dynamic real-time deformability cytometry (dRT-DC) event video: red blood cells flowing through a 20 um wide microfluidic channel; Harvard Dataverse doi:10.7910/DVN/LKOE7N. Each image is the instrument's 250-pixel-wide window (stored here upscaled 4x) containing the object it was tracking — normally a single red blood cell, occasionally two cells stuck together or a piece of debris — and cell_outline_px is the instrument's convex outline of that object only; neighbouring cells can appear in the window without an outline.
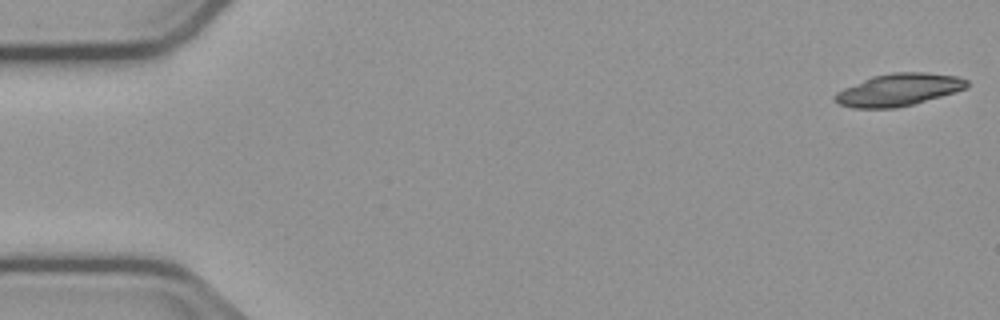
{"species": "common noctule bat (a hibernating species)", "species_latin": "Nyctalus noctula", "temperature_condition": "cold", "stored_images_in_passage": 47, "camera_frame_rate_fps": 3000, "um_per_image_px": 0.085, "animal": {"sex": "male", "body_mass_g": 23.1, "forearm_length_mm": 52.7}, "frame": {"image": 1, "passage_image": 1, "time_ms": 0.0, "image_size_px": [1000, 320], "cell_outline_px": [[968, 88], [912, 104], [896, 108], [852, 108], [840, 104], [832, 100], [836, 92], [844, 88], [872, 76], [892, 72], [928, 72], [956, 76], [968, 80]], "centroid_in_image_um": [76.36, 7.62], "position_along_channel_um": 8.6, "area_um2": 24.8}}